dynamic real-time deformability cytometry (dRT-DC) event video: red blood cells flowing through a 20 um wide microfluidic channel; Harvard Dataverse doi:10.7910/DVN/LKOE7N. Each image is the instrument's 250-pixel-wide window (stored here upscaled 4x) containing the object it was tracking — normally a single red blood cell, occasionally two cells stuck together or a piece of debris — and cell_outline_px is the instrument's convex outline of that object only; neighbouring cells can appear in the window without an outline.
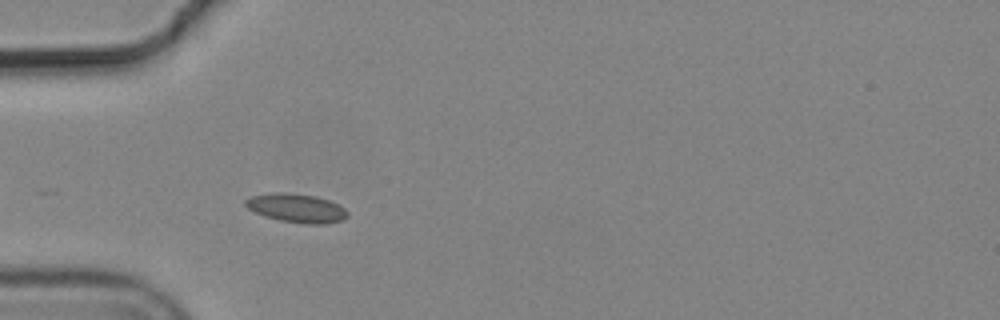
{"species": "common noctule bat (a hibernating species)", "species_latin": "Nyctalus noctula", "temperature_condition": "cold", "stored_images_in_passage": 5, "camera_frame_rate_fps": 3000, "um_per_image_px": 0.085, "animal": {"sex": "male", "body_mass_g": 19.2, "forearm_length_mm": 51.8}, "frame": {"image": 1, "passage_image": 3, "time_ms": 0.667, "image_size_px": [1000, 320], "cell_outline_px": [[348, 216], [344, 220], [328, 224], [304, 224], [280, 220], [264, 216], [248, 208], [244, 204], [244, 200], [252, 196], [276, 192], [284, 192], [316, 196], [328, 200], [344, 208], [348, 212]], "centroid_in_image_um": [25.22, 17.7], "position_along_channel_um": 59.8, "area_um2": 17.11}}
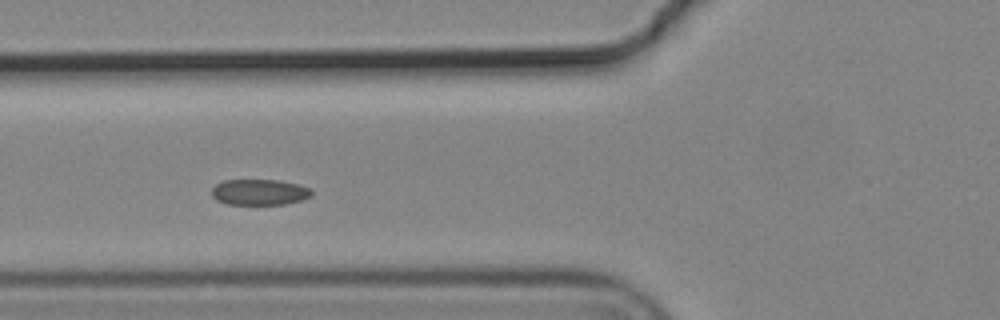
{"frame": {"image": 2, "passage_image": 4, "time_ms": 1.0, "image_size_px": [1000, 320], "cell_outline_px": [[312, 196], [304, 200], [284, 204], [228, 204], [216, 200], [212, 196], [212, 188], [216, 184], [224, 180], [276, 180], [296, 184], [312, 188]], "centroid_in_image_um": [22.07, 16.33], "position_along_channel_um": 103.7, "area_um2": 15.09}}
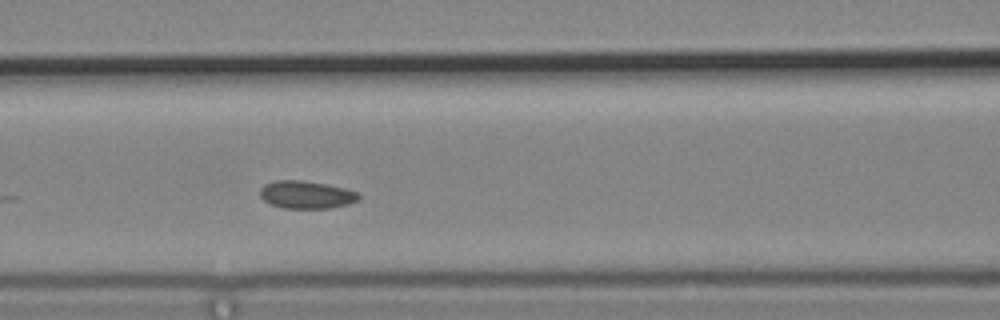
{"frame": {"image": 3, "passage_image": 5, "time_ms": 1.333, "image_size_px": [1000, 320], "cell_outline_px": [[360, 196], [356, 200], [348, 204], [332, 208], [284, 208], [272, 204], [264, 200], [260, 196], [260, 188], [264, 184], [276, 180], [300, 180], [324, 184], [344, 188], [356, 192]], "centroid_in_image_um": [26.0, 16.55], "position_along_channel_um": 140.6, "area_um2": 15.72}}